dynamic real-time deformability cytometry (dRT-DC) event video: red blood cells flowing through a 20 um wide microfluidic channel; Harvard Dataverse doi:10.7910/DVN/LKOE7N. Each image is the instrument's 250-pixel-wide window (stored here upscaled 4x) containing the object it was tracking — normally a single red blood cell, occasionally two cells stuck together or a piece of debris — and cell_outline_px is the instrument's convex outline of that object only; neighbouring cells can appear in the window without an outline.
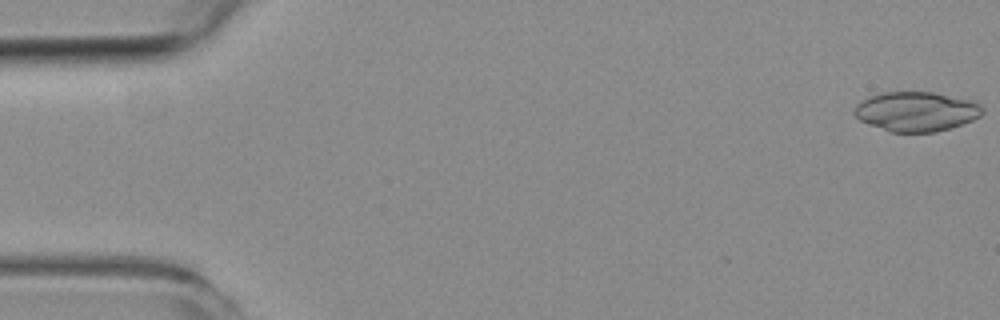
{"species": "common noctule bat (a hibernating species)", "species_latin": "Nyctalus noctula", "temperature_condition": "room temperature", "stored_images_in_passage": 5, "camera_frame_rate_fps": 3000, "um_per_image_px": 0.085, "animal": {"sex": "female", "body_mass_g": 19.3, "forearm_length_mm": 54.1}, "frame": {"image": 1, "passage_image": 1, "time_ms": 0.0, "image_size_px": [1000, 320], "cell_outline_px": [[984, 112], [980, 116], [964, 124], [936, 132], [892, 132], [868, 124], [860, 120], [852, 112], [856, 104], [860, 100], [868, 96], [884, 92], [932, 92], [968, 100], [980, 104], [984, 108]], "centroid_in_image_um": [77.86, 9.48], "position_along_channel_um": 7.1, "area_um2": 29.59}}